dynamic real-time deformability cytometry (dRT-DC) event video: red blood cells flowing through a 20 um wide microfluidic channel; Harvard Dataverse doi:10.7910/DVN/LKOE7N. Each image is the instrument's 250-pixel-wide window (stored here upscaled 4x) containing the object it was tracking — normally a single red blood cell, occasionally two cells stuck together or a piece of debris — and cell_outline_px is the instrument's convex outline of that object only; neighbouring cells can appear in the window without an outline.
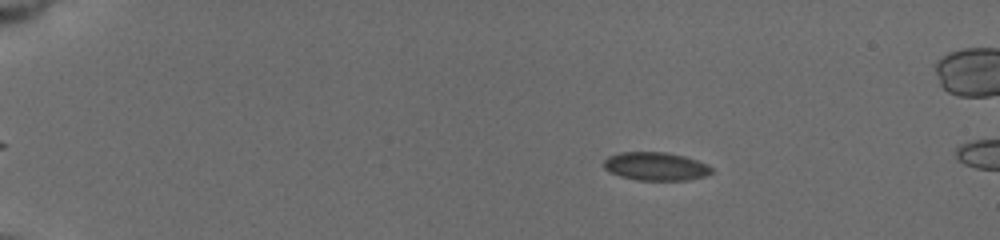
{"species": "common noctule bat (a hibernating species)", "species_latin": "Nyctalus noctula", "temperature_condition": "cold", "stored_images_in_passage": 56, "camera_frame_rate_fps": 3000, "um_per_image_px": 0.085, "animal": {"sex": "female", "body_mass_g": 19.5, "forearm_length_mm": 54.1}, "frame": {"image": 1, "passage_image": 1, "time_ms": 0.0, "image_size_px": [1000, 240], "cell_outline_px": [[712, 172], [704, 176], [684, 180], [640, 180], [620, 176], [604, 168], [604, 160], [608, 156], [620, 152], [664, 152], [684, 156], [696, 160], [712, 168]], "centroid_in_image_um": [55.7, 14.13], "position_along_channel_um": 29.3, "area_um2": 17.46}}
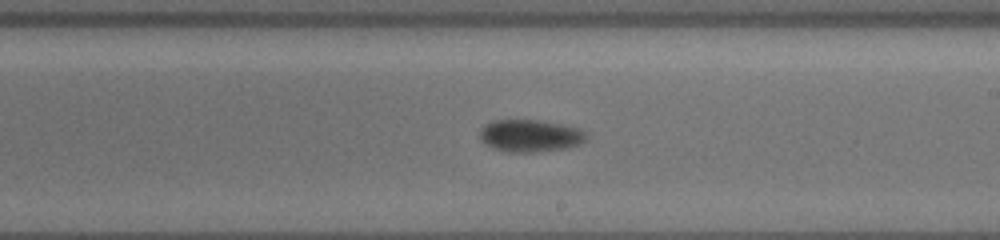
{"frame": {"image": 2, "passage_image": 29, "time_ms": 8.333, "image_size_px": [1000, 240], "cell_outline_px": [[588, 136], [584, 140], [576, 144], [564, 148], [532, 152], [508, 152], [496, 148], [488, 144], [484, 140], [480, 132], [484, 124], [492, 120], [540, 120], [580, 128], [588, 132]], "centroid_in_image_um": [45.1, 11.51], "position_along_channel_um": 243.9, "area_um2": 19.65}}
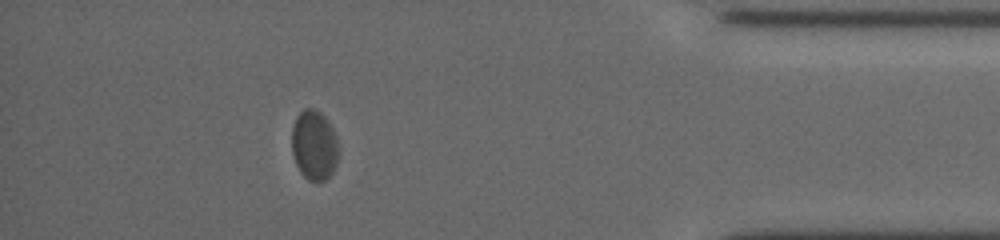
{"frame": {"image": 3, "passage_image": 49, "time_ms": 13.667, "image_size_px": [1000, 240], "cell_outline_px": [[340, 152], [336, 164], [332, 172], [324, 180], [308, 180], [300, 172], [296, 164], [292, 152], [292, 128], [296, 116], [304, 108], [316, 108], [324, 116], [332, 128], [336, 136], [340, 148]], "centroid_in_image_um": [26.72, 12.32], "position_along_channel_um": 408.5, "area_um2": 19.19}, "authors_computed_cell_mechanics": {"area_um2": 19.1318, "velocity_mm_per_s": 3.7214, "shape_relaxation_time_tau1_ms": 2.1537, "shape_relaxation_time_tau2_ms": null, "deformation_change_tau1": 0.0498, "deformation_change_tau2": null}}